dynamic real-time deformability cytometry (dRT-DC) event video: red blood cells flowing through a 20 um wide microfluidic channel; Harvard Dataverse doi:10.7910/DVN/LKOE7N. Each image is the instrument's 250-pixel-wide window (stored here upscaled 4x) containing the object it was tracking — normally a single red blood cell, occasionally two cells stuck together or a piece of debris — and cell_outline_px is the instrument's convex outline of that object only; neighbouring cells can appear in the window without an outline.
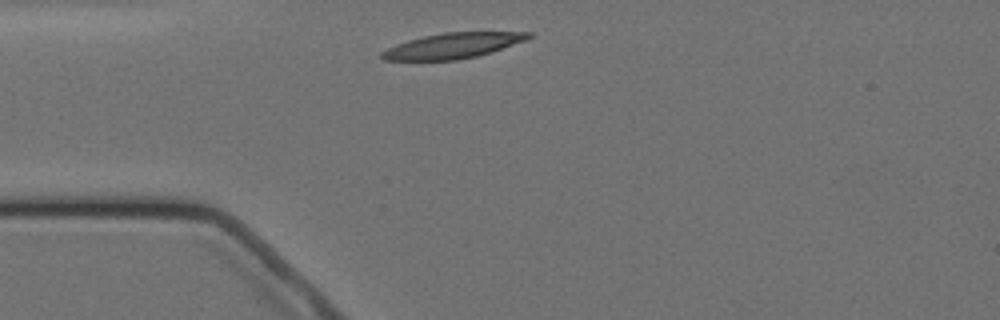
{"species": "Egyptian fruit bat (a non-hibernating species)", "species_latin": "Rousettus aegyptiacus", "temperature_condition": "cold", "stored_images_in_passage": 8, "camera_frame_rate_fps": 3000, "um_per_image_px": 0.085, "animal": {"sex": "female"}, "frame": {"image": 1, "passage_image": 1, "time_ms": 0.0, "image_size_px": [1000, 320], "cell_outline_px": [[532, 36], [528, 40], [476, 56], [456, 60], [384, 60], [380, 56], [380, 52], [396, 44], [408, 40], [424, 36], [444, 32], [532, 32]], "centroid_in_image_um": [38.48, 3.88], "position_along_channel_um": 46.5, "area_um2": 21.56}}
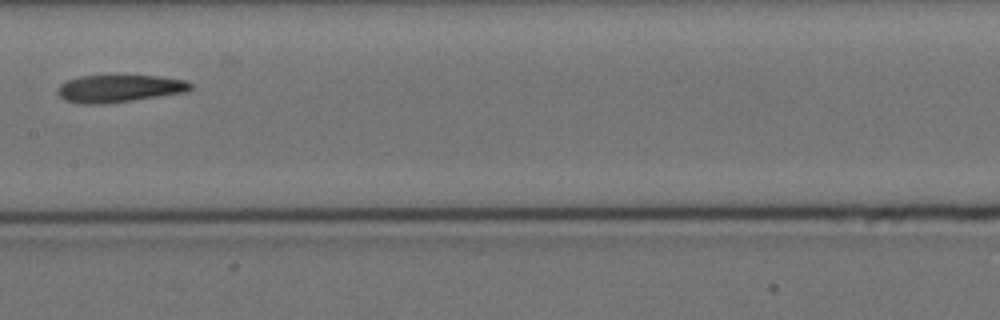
{"frame": {"image": 2, "passage_image": 5, "time_ms": 4.667, "image_size_px": [1000, 320], "cell_outline_px": [[192, 88], [188, 92], [104, 104], [80, 104], [64, 100], [56, 92], [60, 84], [68, 80], [80, 76], [160, 76], [184, 80], [192, 84]], "centroid_in_image_um": [10.13, 7.53], "position_along_channel_um": 197.3, "area_um2": 21.21}}
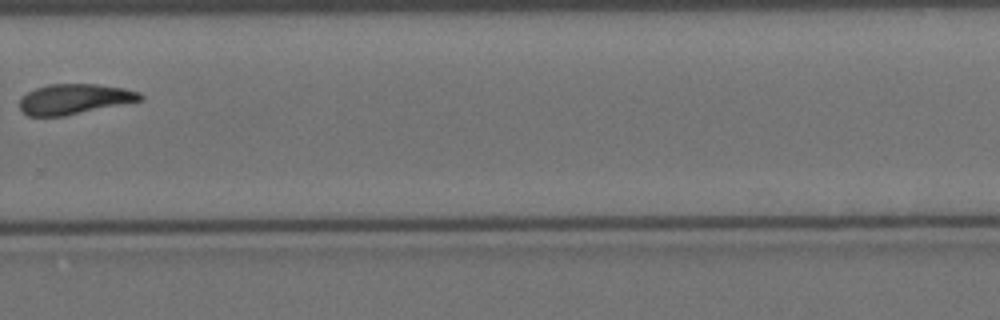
{"frame": {"image": 3, "passage_image": 8, "time_ms": 8.333, "image_size_px": [1000, 320], "cell_outline_px": [[144, 100], [64, 116], [28, 116], [20, 108], [20, 100], [28, 92], [36, 88], [48, 84], [96, 84], [124, 88], [140, 92], [144, 96]], "centroid_in_image_um": [6.37, 8.42], "position_along_channel_um": 323.4, "area_um2": 21.21}}